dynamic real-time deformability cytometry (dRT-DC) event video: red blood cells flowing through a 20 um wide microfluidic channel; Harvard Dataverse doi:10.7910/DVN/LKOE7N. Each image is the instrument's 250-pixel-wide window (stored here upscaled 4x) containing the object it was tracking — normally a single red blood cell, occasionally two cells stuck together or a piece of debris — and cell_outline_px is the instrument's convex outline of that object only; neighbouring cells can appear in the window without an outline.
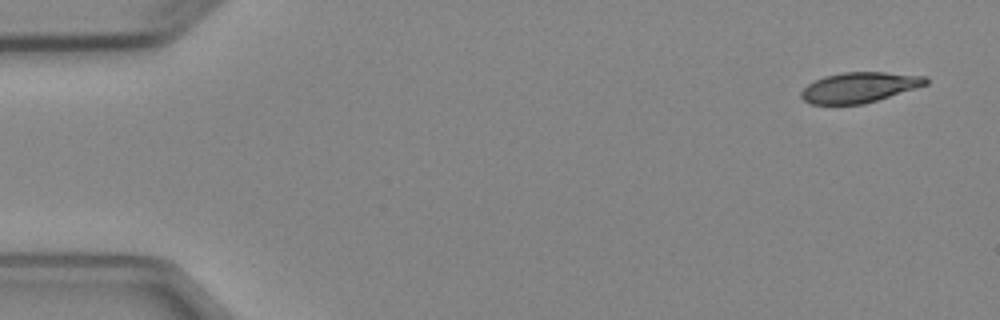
{"species": "Egyptian fruit bat (a non-hibernating species)", "species_latin": "Rousettus aegyptiacus", "temperature_condition": "cold", "stored_images_in_passage": 5, "camera_frame_rate_fps": 3000, "um_per_image_px": 0.085, "animal": {"sex": "female"}, "frame": {"image": 1, "passage_image": 1, "time_ms": 0.0, "image_size_px": [1000, 320], "cell_outline_px": [[928, 84], [916, 88], [864, 104], [812, 104], [804, 100], [800, 96], [800, 92], [808, 84], [824, 76], [844, 72], [884, 72], [928, 76]], "centroid_in_image_um": [73.06, 7.42], "position_along_channel_um": 11.9, "area_um2": 21.96}}
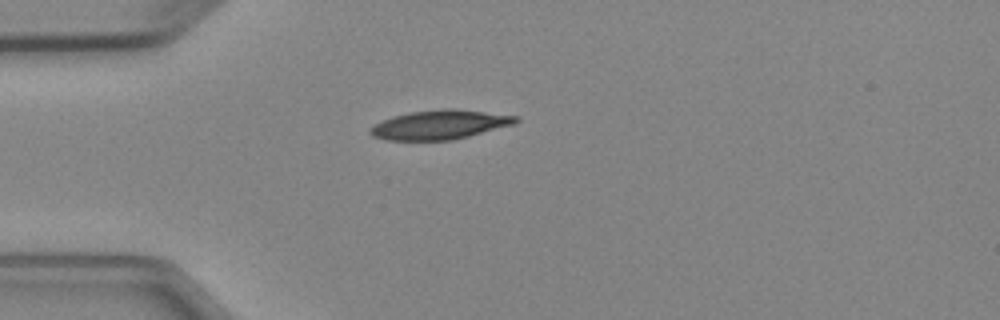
{"frame": {"image": 2, "passage_image": 4, "time_ms": 3.667, "image_size_px": [1000, 320], "cell_outline_px": [[520, 120], [516, 124], [452, 140], [388, 140], [372, 136], [368, 132], [376, 124], [392, 116], [408, 112], [440, 108], [456, 108], [520, 116]], "centroid_in_image_um": [37.44, 10.58], "position_along_channel_um": 47.6, "area_um2": 24.97}}